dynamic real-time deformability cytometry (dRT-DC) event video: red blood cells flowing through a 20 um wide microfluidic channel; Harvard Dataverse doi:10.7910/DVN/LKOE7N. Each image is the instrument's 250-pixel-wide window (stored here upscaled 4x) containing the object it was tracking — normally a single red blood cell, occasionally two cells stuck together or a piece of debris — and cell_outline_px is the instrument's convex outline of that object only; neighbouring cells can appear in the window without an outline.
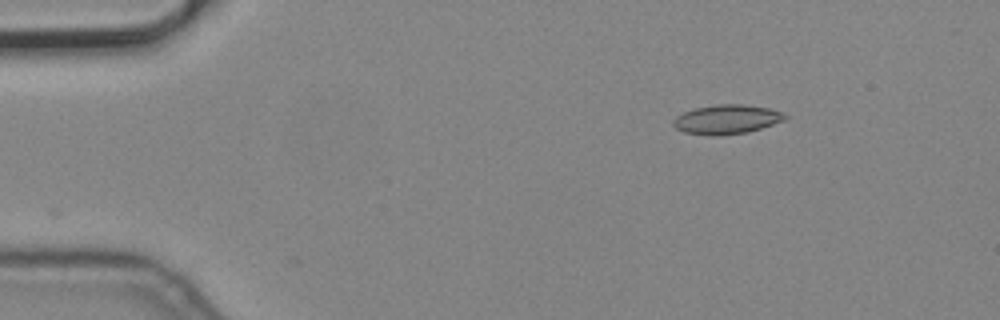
{"species": "common noctule bat (a hibernating species)", "species_latin": "Nyctalus noctula", "temperature_condition": "cold", "stored_images_in_passage": 2, "camera_frame_rate_fps": 3000, "um_per_image_px": 0.085, "animal": {"sex": "male", "body_mass_g": 19.2, "forearm_length_mm": 51.8}, "frame": {"image": 1, "passage_image": 2, "time_ms": 0.333, "image_size_px": [1000, 320], "cell_outline_px": [[788, 116], [784, 120], [748, 132], [716, 136], [712, 136], [684, 132], [676, 128], [672, 124], [672, 120], [676, 116], [684, 112], [696, 108], [716, 104], [744, 104], [768, 108], [784, 112]], "centroid_in_image_um": [61.76, 10.14], "position_along_channel_um": 23.2, "area_um2": 19.07}}